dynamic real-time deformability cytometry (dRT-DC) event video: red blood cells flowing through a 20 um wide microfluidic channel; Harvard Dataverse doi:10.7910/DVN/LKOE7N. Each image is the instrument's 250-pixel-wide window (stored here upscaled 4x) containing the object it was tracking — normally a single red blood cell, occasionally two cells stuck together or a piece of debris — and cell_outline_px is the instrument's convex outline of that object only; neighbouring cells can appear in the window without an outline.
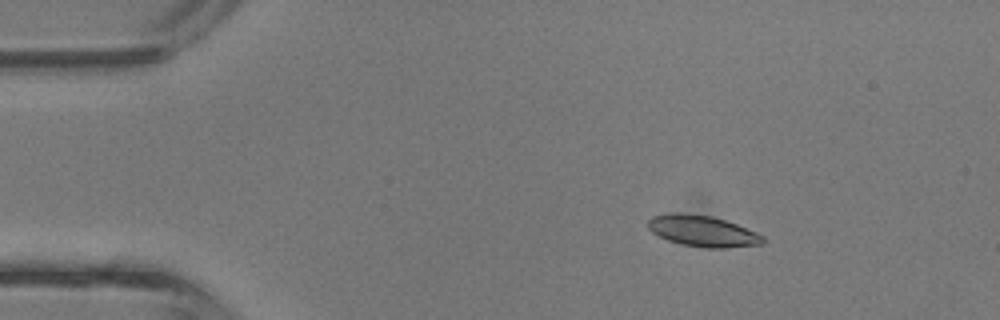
{"species": "common noctule bat (a hibernating species)", "species_latin": "Nyctalus noctula", "temperature_condition": "room temperature", "stored_images_in_passage": 3, "camera_frame_rate_fps": 3000, "um_per_image_px": 0.085, "animal": {"sex": "male", "body_mass_g": 13.3}, "frame": {"image": 1, "passage_image": 1, "time_ms": 0.0, "image_size_px": [1000, 320], "cell_outline_px": [[764, 244], [728, 248], [708, 248], [680, 244], [668, 240], [652, 232], [648, 228], [648, 220], [652, 216], [672, 212], [680, 212], [712, 216], [736, 224], [756, 232], [764, 236]], "centroid_in_image_um": [59.72, 19.64], "position_along_channel_um": 25.3, "area_um2": 20.92}}
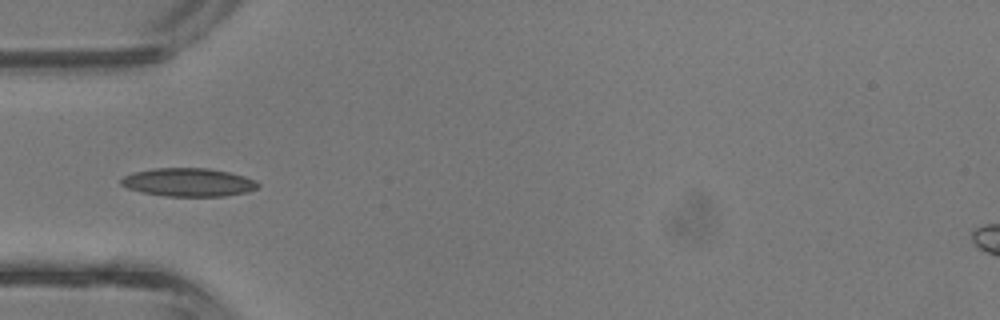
{"frame": {"image": 2, "passage_image": 3, "time_ms": 0.667, "image_size_px": [1000, 320], "cell_outline_px": [[260, 184], [256, 188], [248, 192], [224, 196], [164, 196], [140, 192], [128, 188], [120, 184], [120, 180], [124, 176], [132, 172], [152, 168], [208, 168], [228, 172], [244, 176], [256, 180]], "centroid_in_image_um": [15.99, 15.49], "position_along_channel_um": 69.0, "area_um2": 22.72}}